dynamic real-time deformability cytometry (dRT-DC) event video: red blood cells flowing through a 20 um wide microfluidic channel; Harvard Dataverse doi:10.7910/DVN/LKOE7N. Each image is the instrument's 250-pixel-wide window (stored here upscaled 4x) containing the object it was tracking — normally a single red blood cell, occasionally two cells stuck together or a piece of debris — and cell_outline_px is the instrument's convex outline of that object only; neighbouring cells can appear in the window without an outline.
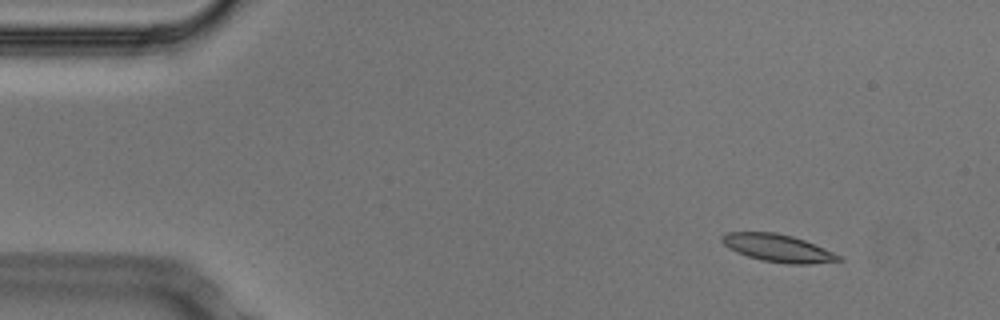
{"species": "Egyptian fruit bat (a non-hibernating species)", "species_latin": "Rousettus aegyptiacus", "temperature_condition": "cold", "stored_images_in_passage": 53, "camera_frame_rate_fps": 3000, "um_per_image_px": 0.085, "animal": {"sex": "male"}, "frame": {"image": 1, "passage_image": 5, "time_ms": 1.333, "image_size_px": [1000, 320], "cell_outline_px": [[844, 260], [812, 264], [788, 264], [760, 260], [736, 252], [724, 244], [720, 240], [720, 236], [728, 232], [776, 232], [792, 236], [804, 240], [832, 252], [840, 256]], "centroid_in_image_um": [66.1, 21.09], "position_along_channel_um": 18.9, "area_um2": 18.67}}
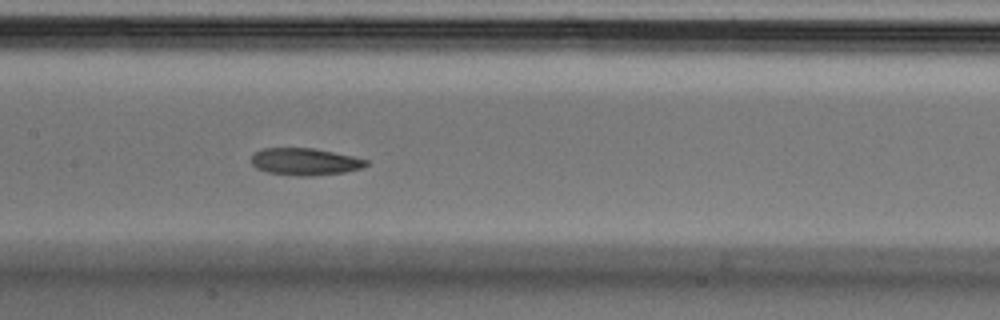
{"frame": {"image": 2, "passage_image": 25, "time_ms": 8.0, "image_size_px": [1000, 320], "cell_outline_px": [[368, 164], [364, 168], [344, 172], [312, 176], [296, 176], [268, 172], [256, 168], [252, 164], [252, 156], [256, 152], [264, 148], [312, 148], [352, 156], [368, 160]], "centroid_in_image_um": [25.94, 13.75], "position_along_channel_um": 181.5, "area_um2": 18.03}}
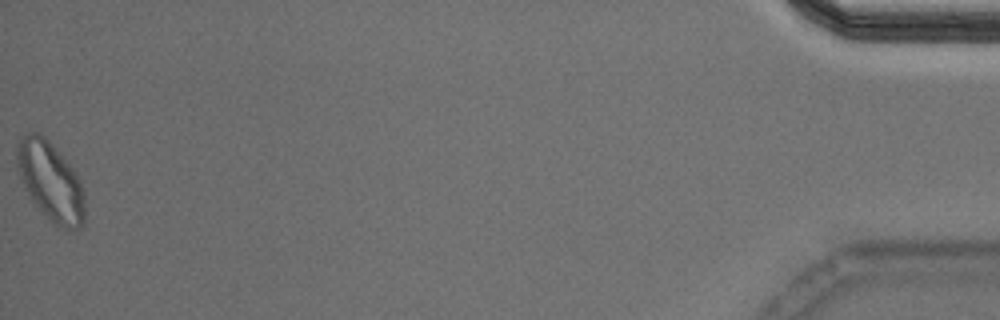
{"frame": {"image": 3, "passage_image": 53, "time_ms": 17.333, "image_size_px": [1000, 320], "cell_outline_px": [[84, 224], [80, 228], [68, 232], [52, 224], [32, 204], [16, 168], [16, 144], [28, 132], [40, 132], [48, 140], [72, 168], [80, 180], [84, 192]], "centroid_in_image_um": [4.28, 15.48], "position_along_channel_um": 430.9, "area_um2": 31.85}, "authors_computed_cell_mechanics": {"area_um2": 18.9006, "velocity_mm_per_s": 3.7188, "shape_relaxation_time_tau1_ms": null, "shape_relaxation_time_tau2_ms": 4.2167, "deformation_change_tau1": null, "deformation_change_tau2": 0.1006}}